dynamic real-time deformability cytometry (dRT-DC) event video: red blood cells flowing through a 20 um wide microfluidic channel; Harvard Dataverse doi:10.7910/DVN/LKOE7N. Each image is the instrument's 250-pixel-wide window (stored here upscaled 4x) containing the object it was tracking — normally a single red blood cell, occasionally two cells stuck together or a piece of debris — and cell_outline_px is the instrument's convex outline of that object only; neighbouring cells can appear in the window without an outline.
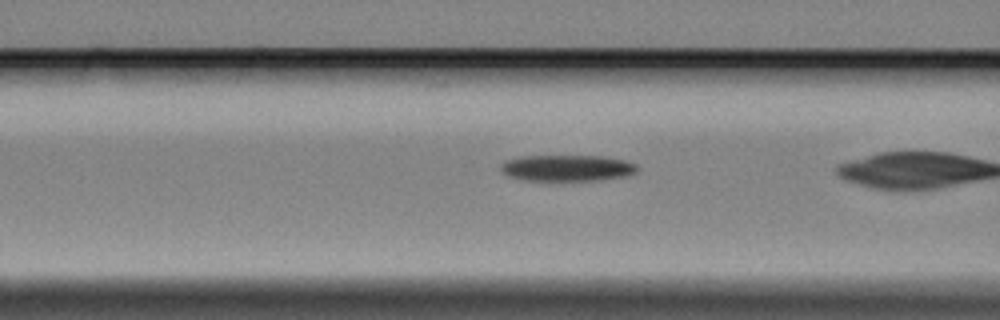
{"species": "Egyptian fruit bat (a non-hibernating species)", "species_latin": "Rousettus aegyptiacus", "temperature_condition": "cold", "stored_images_in_passage": 33, "camera_frame_rate_fps": 3000, "um_per_image_px": 0.085, "animal": {"sex": "female"}, "frame": {"image": 1, "passage_image": 10, "time_ms": 3.0, "image_size_px": [1000, 320], "cell_outline_px": [[640, 168], [636, 172], [624, 176], [596, 180], [528, 180], [508, 176], [500, 168], [500, 164], [504, 160], [520, 156], [604, 156], [624, 160], [636, 164]], "centroid_in_image_um": [48.2, 14.26], "position_along_channel_um": 118.4, "area_um2": 20.81}}
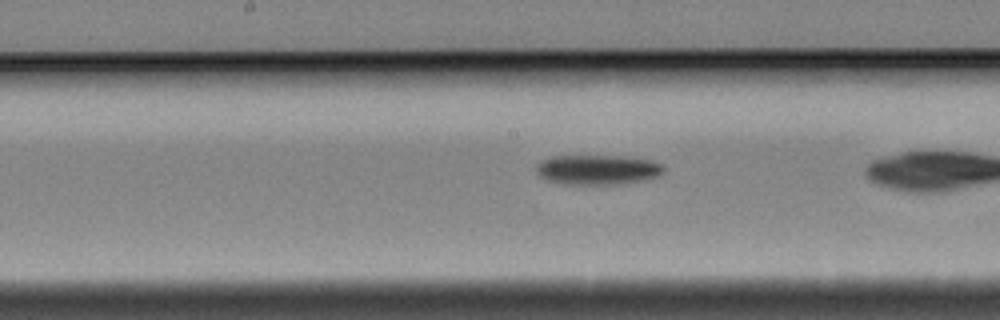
{"frame": {"image": 2, "passage_image": 17, "time_ms": 5.333, "image_size_px": [1000, 320], "cell_outline_px": [[664, 168], [656, 176], [616, 184], [564, 184], [544, 180], [536, 172], [536, 164], [540, 160], [552, 156], [616, 156], [648, 160], [660, 164]], "centroid_in_image_um": [50.64, 14.42], "position_along_channel_um": 197.6, "area_um2": 21.68}}
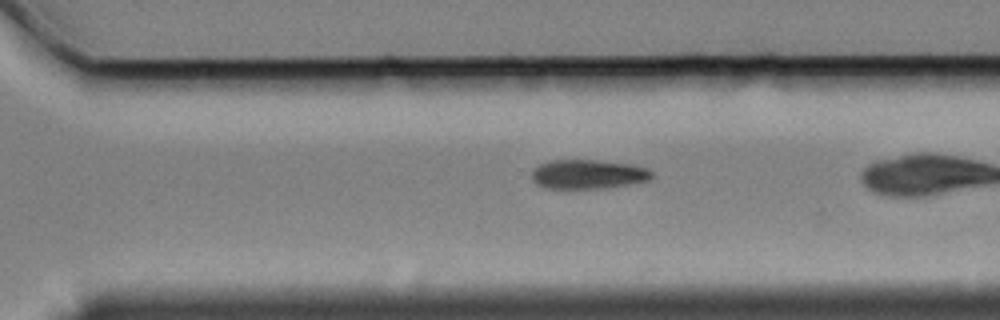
{"frame": {"image": 3, "passage_image": 28, "time_ms": 9.0, "image_size_px": [1000, 320], "cell_outline_px": [[652, 176], [648, 180], [608, 188], [544, 188], [536, 184], [532, 180], [532, 168], [540, 164], [552, 160], [596, 160], [632, 164], [648, 168], [652, 172]], "centroid_in_image_um": [49.96, 14.81], "position_along_channel_um": 320.6, "area_um2": 20.52}}